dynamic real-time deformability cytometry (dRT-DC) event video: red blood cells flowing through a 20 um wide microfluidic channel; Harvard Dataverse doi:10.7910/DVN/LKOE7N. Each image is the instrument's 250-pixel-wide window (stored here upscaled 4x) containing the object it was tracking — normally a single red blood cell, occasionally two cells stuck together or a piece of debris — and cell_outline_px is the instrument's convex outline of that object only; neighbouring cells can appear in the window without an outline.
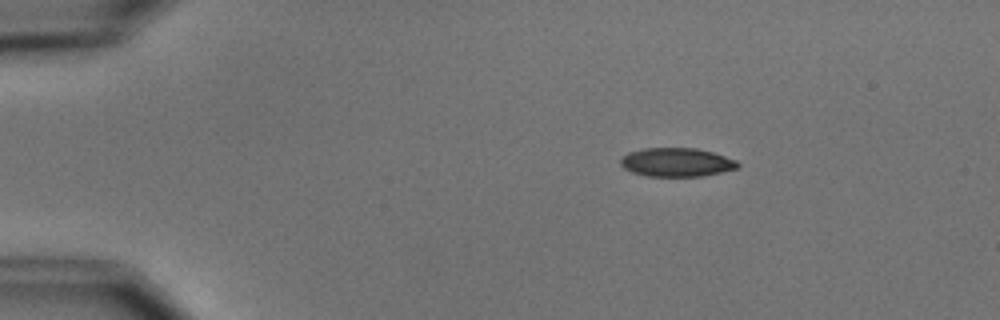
{"species": "common noctule bat (a hibernating species)", "species_latin": "Nyctalus noctula", "temperature_condition": "cold", "stored_images_in_passage": 3, "camera_frame_rate_fps": 3000, "um_per_image_px": 0.085, "animal": {"sex": "male", "body_mass_g": 15.6}, "frame": {"image": 1, "passage_image": 1, "time_ms": 0.0, "image_size_px": [1000, 320], "cell_outline_px": [[740, 164], [736, 168], [704, 176], [644, 176], [632, 172], [624, 168], [620, 164], [620, 160], [628, 152], [644, 148], [696, 148], [712, 152], [736, 160]], "centroid_in_image_um": [57.48, 13.79], "position_along_channel_um": 27.5, "area_um2": 19.54}}